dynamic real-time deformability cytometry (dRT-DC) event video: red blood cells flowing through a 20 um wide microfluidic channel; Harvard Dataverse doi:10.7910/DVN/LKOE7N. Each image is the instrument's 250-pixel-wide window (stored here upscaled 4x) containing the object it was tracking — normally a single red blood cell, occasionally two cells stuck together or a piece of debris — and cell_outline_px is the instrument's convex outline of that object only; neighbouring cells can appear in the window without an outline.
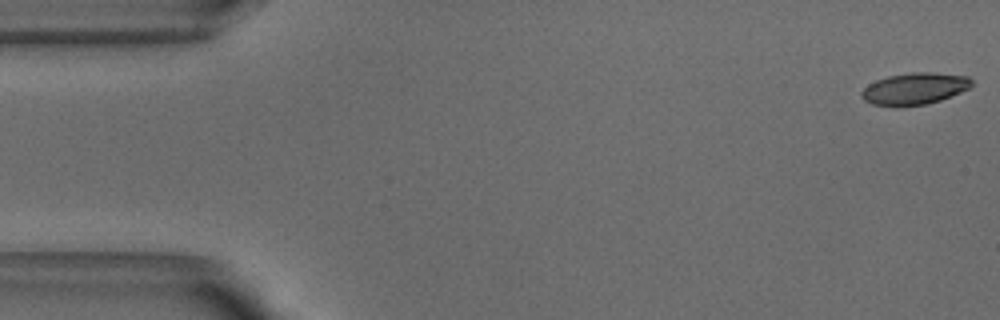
{"species": "common noctule bat (a hibernating species)", "species_latin": "Nyctalus noctula", "temperature_condition": "warm", "stored_images_in_passage": 17, "camera_frame_rate_fps": 3000, "um_per_image_px": 0.085, "animal": {"sex": "male", "body_mass_g": 18.8}, "frame": {"image": 1, "passage_image": 1, "time_ms": 0.0, "image_size_px": [1000, 320], "cell_outline_px": [[972, 84], [968, 88], [960, 92], [940, 100], [924, 104], [900, 108], [896, 108], [872, 104], [864, 100], [860, 96], [860, 92], [868, 84], [876, 80], [888, 76], [912, 72], [932, 72], [968, 76], [972, 80]], "centroid_in_image_um": [77.68, 7.55], "position_along_channel_um": 7.3, "area_um2": 20.63}}
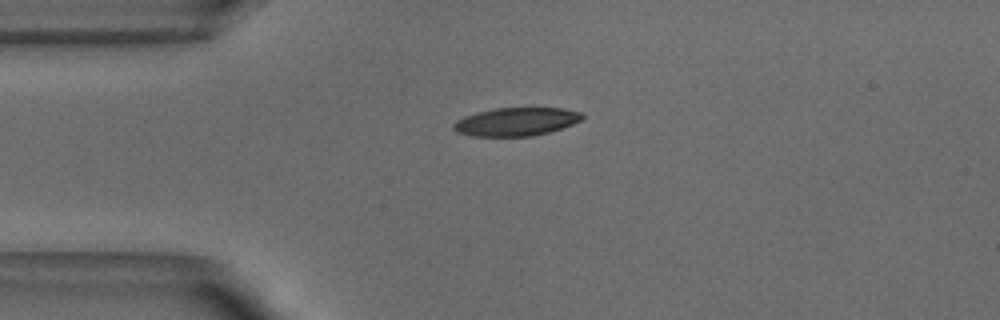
{"frame": {"image": 2, "passage_image": 12, "time_ms": 3.667, "image_size_px": [1000, 320], "cell_outline_px": [[584, 116], [580, 120], [572, 124], [548, 132], [532, 136], [472, 136], [456, 132], [452, 128], [452, 124], [456, 120], [464, 116], [476, 112], [492, 108], [564, 108], [580, 112]], "centroid_in_image_um": [43.81, 10.34], "position_along_channel_um": 41.2, "area_um2": 21.21}}
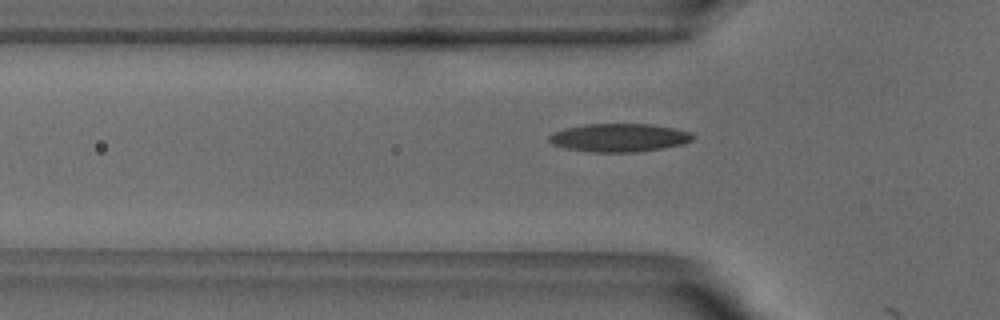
{"frame": {"image": 3, "passage_image": 16, "time_ms": 5.0, "image_size_px": [1000, 320], "cell_outline_px": [[696, 136], [692, 140], [684, 144], [636, 152], [592, 152], [568, 148], [552, 144], [548, 140], [548, 136], [552, 132], [564, 128], [584, 124], [648, 124], [676, 128], [692, 132]], "centroid_in_image_um": [52.64, 11.69], "position_along_channel_um": 73.2, "area_um2": 23.76}}